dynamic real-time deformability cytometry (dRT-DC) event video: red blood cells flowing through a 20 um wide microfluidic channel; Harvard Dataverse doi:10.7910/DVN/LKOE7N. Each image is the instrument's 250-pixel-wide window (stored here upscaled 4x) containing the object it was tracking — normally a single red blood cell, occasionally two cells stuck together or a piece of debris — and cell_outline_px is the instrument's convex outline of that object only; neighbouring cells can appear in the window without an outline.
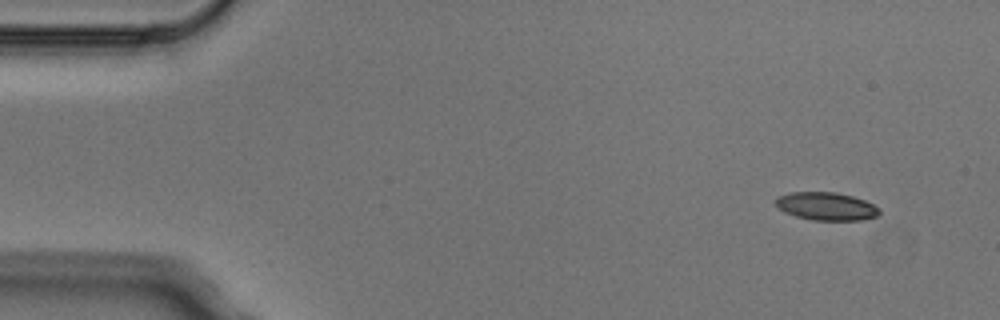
{"species": "Egyptian fruit bat (a non-hibernating species)", "species_latin": "Rousettus aegyptiacus", "temperature_condition": "cold", "stored_images_in_passage": 3, "camera_frame_rate_fps": 3000, "um_per_image_px": 0.085, "animal": {"sex": "male"}, "frame": {"image": 1, "passage_image": 1, "time_ms": 0.0, "image_size_px": [1000, 320], "cell_outline_px": [[880, 212], [876, 216], [860, 220], [812, 220], [796, 216], [784, 212], [776, 204], [776, 196], [788, 192], [836, 192], [852, 196], [864, 200], [880, 208]], "centroid_in_image_um": [70.21, 17.52], "position_along_channel_um": 14.8, "area_um2": 16.88}}
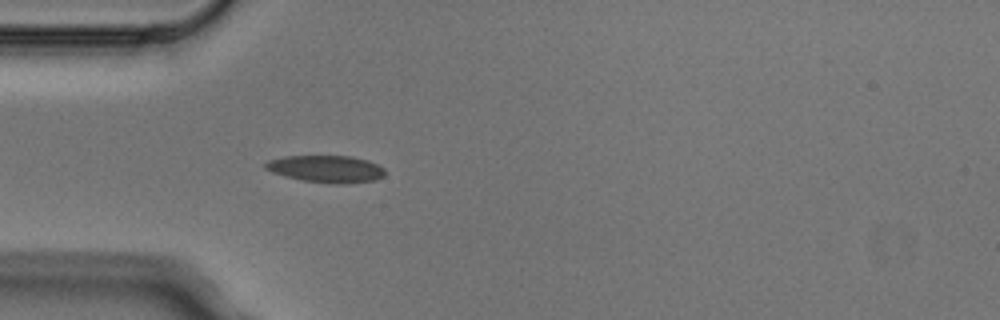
{"frame": {"image": 2, "passage_image": 3, "time_ms": 0.667, "image_size_px": [1000, 320], "cell_outline_px": [[384, 176], [376, 180], [336, 184], [304, 180], [284, 176], [272, 172], [264, 168], [264, 164], [268, 160], [284, 156], [352, 156], [368, 160], [384, 168]], "centroid_in_image_um": [27.71, 14.35], "position_along_channel_um": 57.3, "area_um2": 18.79}}